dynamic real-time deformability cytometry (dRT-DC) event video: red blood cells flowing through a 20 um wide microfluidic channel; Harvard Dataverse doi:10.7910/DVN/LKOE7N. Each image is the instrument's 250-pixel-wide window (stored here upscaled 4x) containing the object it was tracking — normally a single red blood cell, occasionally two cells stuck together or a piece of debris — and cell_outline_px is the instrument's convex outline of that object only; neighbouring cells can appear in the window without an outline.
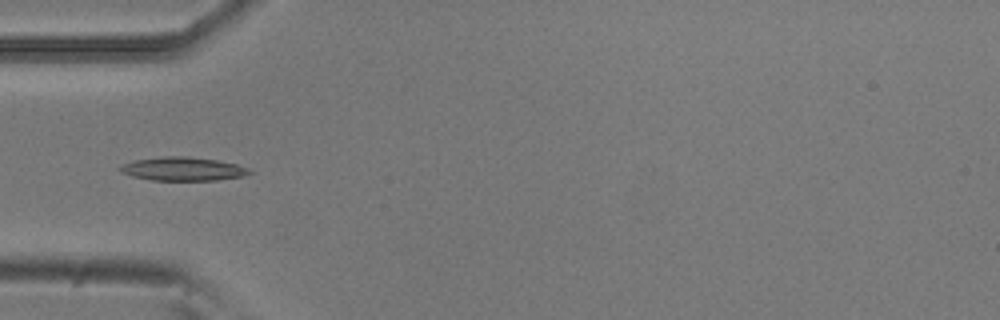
{"species": "common noctule bat (a hibernating species)", "species_latin": "Nyctalus noctula", "temperature_condition": "room temperature", "stored_images_in_passage": 38, "camera_frame_rate_fps": 3000, "um_per_image_px": 0.085, "animal": {"sex": "male", "body_mass_g": 20.5, "forearm_length_mm": 52.5}, "frame": {"image": 1, "passage_image": 2, "time_ms": 0.333, "image_size_px": [1000, 320], "cell_outline_px": [[252, 172], [244, 176], [216, 180], [152, 180], [132, 176], [120, 172], [116, 168], [120, 164], [132, 160], [160, 156], [188, 156], [216, 160], [236, 164], [248, 168]], "centroid_in_image_um": [15.46, 14.35], "position_along_channel_um": 69.5, "area_um2": 17.98}}
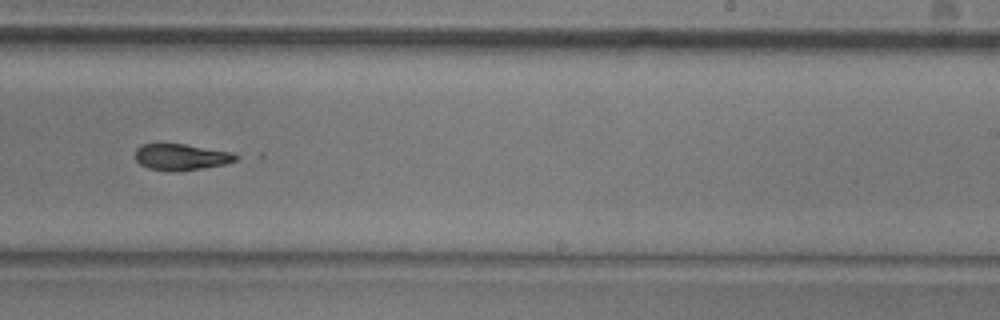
{"frame": {"image": 2, "passage_image": 18, "time_ms": 5.667, "image_size_px": [1000, 320], "cell_outline_px": [[240, 156], [236, 160], [224, 164], [200, 168], [172, 172], [148, 168], [140, 164], [136, 160], [136, 148], [140, 144], [184, 144], [232, 152]], "centroid_in_image_um": [15.38, 13.34], "position_along_channel_um": 273.6, "area_um2": 15.32}}
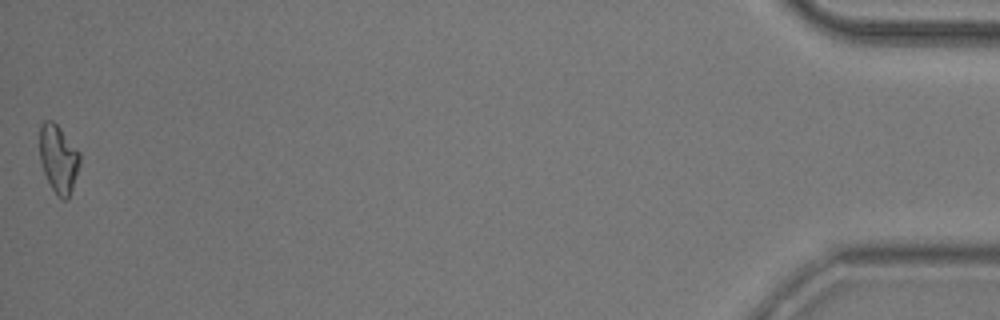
{"frame": {"image": 3, "passage_image": 38, "time_ms": 12.333, "image_size_px": [1000, 320], "cell_outline_px": [[80, 164], [68, 200], [64, 200], [52, 188], [44, 172], [40, 160], [40, 124], [44, 120], [52, 120], [60, 128], [80, 152]], "centroid_in_image_um": [4.97, 13.47], "position_along_channel_um": 430.2, "area_um2": 15.72}, "authors_computed_cell_mechanics": {"area_um2": 16.2996, "velocity_mm_per_s": 3.8179, "shape_relaxation_time_tau1_ms": 8.1869, "shape_relaxation_time_tau2_ms": 2.9996, "deformation_change_tau1": 0.2303, "deformation_change_tau2": 0.0942}}